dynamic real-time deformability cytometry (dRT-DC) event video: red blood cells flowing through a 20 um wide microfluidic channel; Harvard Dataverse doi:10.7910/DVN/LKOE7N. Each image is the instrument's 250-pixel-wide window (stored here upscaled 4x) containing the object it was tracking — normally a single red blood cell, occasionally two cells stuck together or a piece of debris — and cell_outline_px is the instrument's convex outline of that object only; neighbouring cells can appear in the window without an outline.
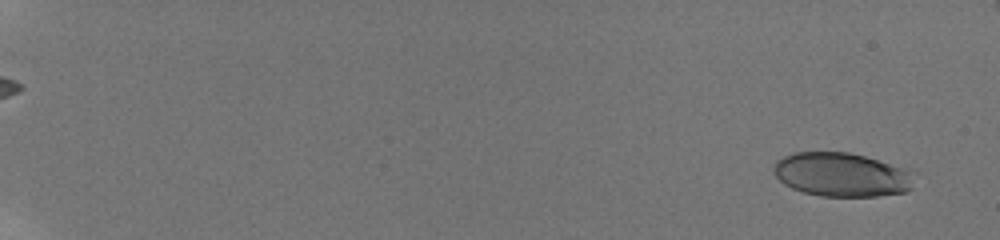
{"species": "human", "species_latin": "Homo sapiens", "temperature_condition": "room temperature", "stored_images_in_passage": 7, "segment_of_instrument_passage": [2, 2], "camera_frame_rate_fps": 3000, "um_per_image_px": 0.085, "donor": {"sex": "male"}, "frame": {"image": 1, "passage_image": 7, "time_ms": 2.333, "image_size_px": [1000, 240], "cell_outline_px": [[912, 188], [908, 192], [880, 196], [820, 196], [804, 192], [792, 188], [784, 184], [772, 172], [772, 168], [776, 160], [784, 156], [796, 152], [848, 152], [864, 156], [900, 168], [908, 172]], "centroid_in_image_um": [71.44, 14.85], "position_along_channel_um": 13.6, "area_um2": 35.49}}